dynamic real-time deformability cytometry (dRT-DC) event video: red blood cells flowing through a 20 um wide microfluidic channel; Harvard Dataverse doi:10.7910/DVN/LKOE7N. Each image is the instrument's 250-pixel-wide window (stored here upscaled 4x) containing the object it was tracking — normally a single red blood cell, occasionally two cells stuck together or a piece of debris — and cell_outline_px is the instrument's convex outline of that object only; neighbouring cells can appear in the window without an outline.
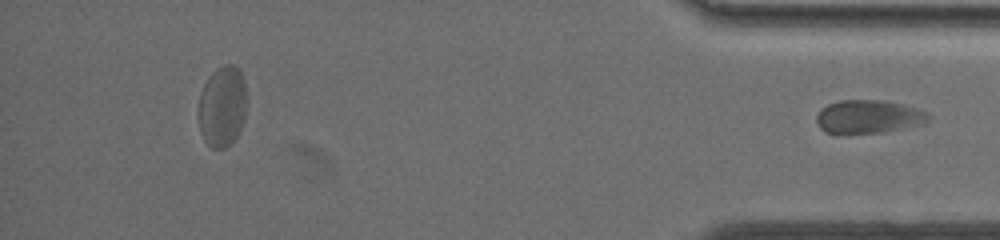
{"species": "common noctule bat (a hibernating species)", "species_latin": "Nyctalus noctula", "temperature_condition": "warm", "stored_images_in_passage": 54, "segment_of_instrument_passage": [2, 2], "camera_frame_rate_fps": 3000, "um_per_image_px": 0.085, "animal": {"sex": "female", "body_mass_g": 19.5, "forearm_length_mm": 54.1}, "frame": {"image": 1, "passage_image": 54, "time_ms": 17.667, "image_size_px": [1000, 240], "cell_outline_px": [[932, 116], [924, 124], [880, 132], [836, 136], [820, 128], [816, 120], [816, 116], [820, 108], [828, 104], [840, 100], [880, 100], [900, 104], [916, 108], [928, 112]], "centroid_in_image_um": [73.78, 9.94], "position_along_channel_um": 361.4, "area_um2": 22.14}}